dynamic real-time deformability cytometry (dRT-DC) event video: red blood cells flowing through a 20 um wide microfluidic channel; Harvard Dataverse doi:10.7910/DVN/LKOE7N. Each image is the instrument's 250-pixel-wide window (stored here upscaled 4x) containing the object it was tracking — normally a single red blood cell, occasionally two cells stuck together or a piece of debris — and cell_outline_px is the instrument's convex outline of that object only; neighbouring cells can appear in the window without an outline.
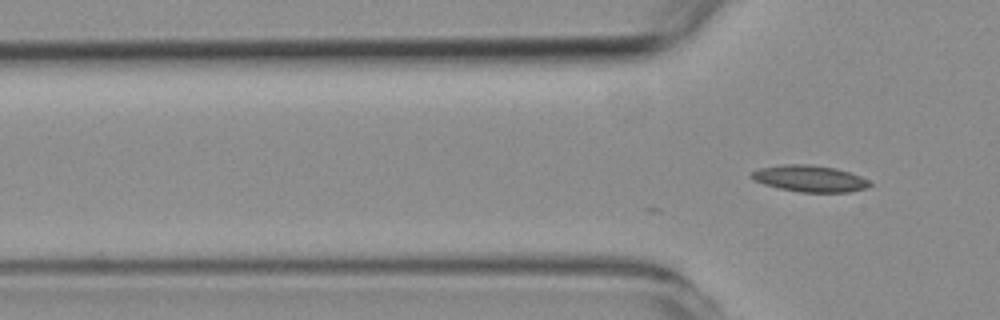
{"species": "common noctule bat (a hibernating species)", "species_latin": "Nyctalus noctula", "temperature_condition": "room temperature", "stored_images_in_passage": 3, "camera_frame_rate_fps": 3000, "um_per_image_px": 0.085, "animal": {"sex": "female", "body_mass_g": 19.3, "forearm_length_mm": 54.1}, "frame": {"image": 1, "passage_image": 3, "time_ms": 0.667, "image_size_px": [1000, 320], "cell_outline_px": [[872, 184], [868, 188], [848, 192], [800, 192], [780, 188], [764, 184], [752, 180], [748, 176], [752, 172], [760, 168], [784, 164], [808, 164], [836, 168], [860, 176], [868, 180]], "centroid_in_image_um": [68.81, 15.18], "position_along_channel_um": 57.0, "area_um2": 18.26}}